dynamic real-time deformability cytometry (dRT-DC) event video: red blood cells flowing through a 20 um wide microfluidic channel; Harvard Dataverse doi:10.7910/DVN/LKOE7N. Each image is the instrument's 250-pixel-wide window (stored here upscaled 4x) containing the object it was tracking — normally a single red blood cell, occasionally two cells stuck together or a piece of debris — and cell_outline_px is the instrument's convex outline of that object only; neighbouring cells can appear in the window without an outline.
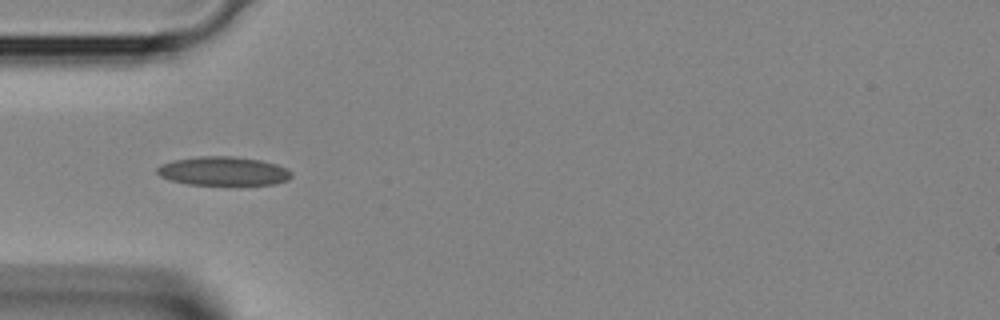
{"species": "Egyptian fruit bat (a non-hibernating species)", "species_latin": "Rousettus aegyptiacus", "temperature_condition": "room temperature", "stored_images_in_passage": 4, "camera_frame_rate_fps": 3000, "um_per_image_px": 0.085, "animal": {"sex": "female"}, "frame": {"image": 1, "passage_image": 4, "time_ms": 1.0, "image_size_px": [1000, 320], "cell_outline_px": [[292, 176], [288, 180], [276, 184], [188, 184], [172, 180], [160, 176], [156, 172], [156, 168], [160, 164], [172, 160], [200, 156], [232, 156], [260, 160], [276, 164], [288, 168], [292, 172]], "centroid_in_image_um": [18.99, 14.53], "position_along_channel_um": 66.0, "area_um2": 22.54}}